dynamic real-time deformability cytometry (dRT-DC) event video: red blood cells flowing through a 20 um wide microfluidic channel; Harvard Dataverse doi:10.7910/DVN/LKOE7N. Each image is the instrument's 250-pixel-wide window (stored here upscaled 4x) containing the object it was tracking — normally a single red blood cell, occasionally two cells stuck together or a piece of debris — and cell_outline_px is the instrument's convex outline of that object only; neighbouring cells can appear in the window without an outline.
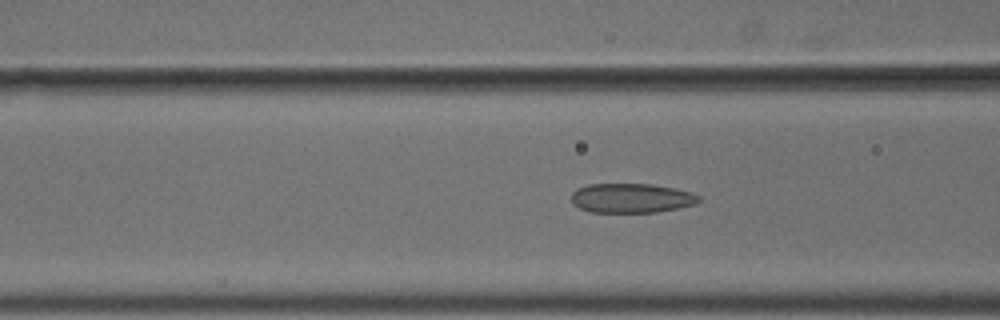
{"species": "common noctule bat (a hibernating species)", "species_latin": "Nyctalus noctula", "temperature_condition": "cold", "stored_images_in_passage": 56, "camera_frame_rate_fps": 3000, "um_per_image_px": 0.085, "animal": {"sex": "male", "body_mass_g": 18.8}, "frame": {"image": 1, "passage_image": 23, "time_ms": 7.333, "image_size_px": [1000, 320], "cell_outline_px": [[700, 200], [696, 204], [680, 208], [656, 212], [592, 212], [580, 208], [572, 204], [572, 192], [576, 188], [588, 184], [652, 184], [692, 192], [700, 196]], "centroid_in_image_um": [53.67, 16.84], "position_along_channel_um": 112.9, "area_um2": 21.96}}
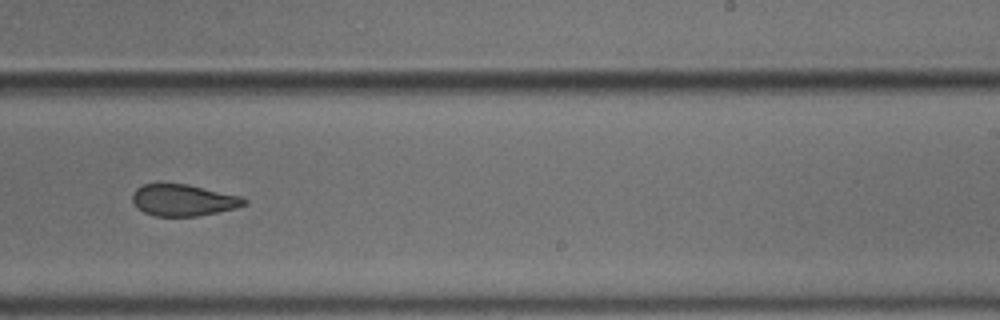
{"frame": {"image": 2, "passage_image": 36, "time_ms": 11.667, "image_size_px": [1000, 320], "cell_outline_px": [[248, 204], [236, 208], [196, 216], [156, 216], [144, 212], [136, 208], [132, 200], [132, 192], [136, 188], [144, 184], [188, 184], [240, 196], [248, 200]], "centroid_in_image_um": [15.57, 17.01], "position_along_channel_um": 273.4, "area_um2": 20.58}}
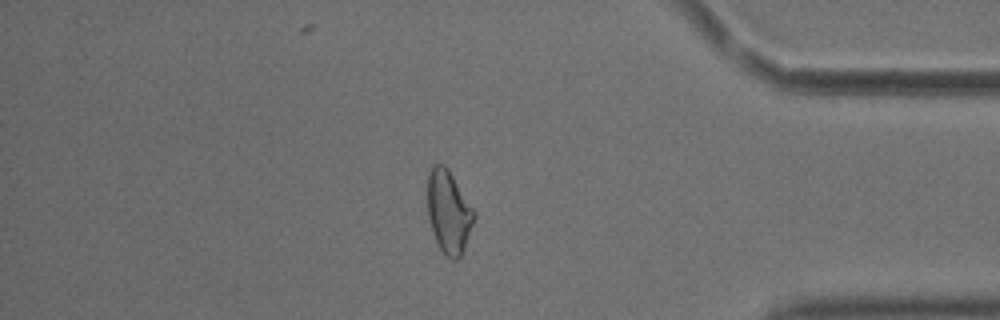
{"frame": {"image": 3, "passage_image": 48, "time_ms": 15.667, "image_size_px": [1000, 320], "cell_outline_px": [[476, 216], [464, 248], [460, 256], [456, 260], [452, 260], [440, 248], [436, 240], [428, 220], [428, 172], [432, 164], [444, 164], [448, 168], [476, 212]], "centroid_in_image_um": [38.14, 17.97], "position_along_channel_um": 397.1, "area_um2": 22.43}, "authors_computed_cell_mechanics": {"area_um2": 22.7732, "velocity_mm_per_s": 3.6994, "shape_relaxation_time_tau1_ms": null, "shape_relaxation_time_tau2_ms": 1.9801, "deformation_change_tau1": null, "deformation_change_tau2": 0.0832}}